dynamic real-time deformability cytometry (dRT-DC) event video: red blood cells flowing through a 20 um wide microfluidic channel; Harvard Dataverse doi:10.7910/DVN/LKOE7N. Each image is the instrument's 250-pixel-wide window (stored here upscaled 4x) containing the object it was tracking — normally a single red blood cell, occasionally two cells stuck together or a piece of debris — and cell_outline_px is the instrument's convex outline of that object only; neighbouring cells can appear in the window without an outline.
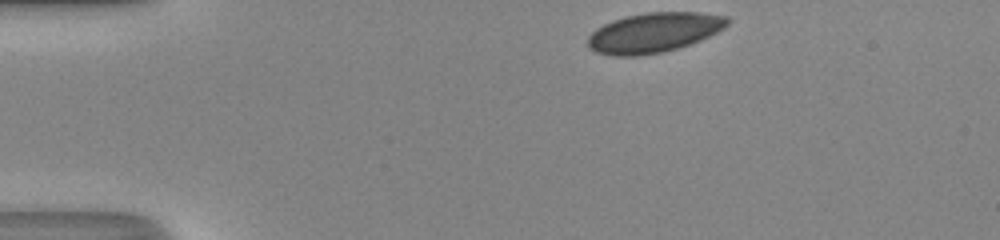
{"species": "human", "species_latin": "Homo sapiens", "temperature_condition": "room temperature", "stored_images_in_passage": 33, "camera_frame_rate_fps": 3000, "um_per_image_px": 0.085, "donor": {"sex": "male"}, "frame": {"image": 1, "passage_image": 1, "time_ms": 0.0, "image_size_px": [1000, 240], "cell_outline_px": [[732, 20], [724, 28], [700, 40], [664, 52], [636, 56], [612, 56], [596, 52], [588, 48], [588, 36], [596, 28], [612, 20], [624, 16], [648, 12], [700, 12], [728, 16]], "centroid_in_image_um": [55.57, 2.76], "position_along_channel_um": 29.4, "area_um2": 32.54}}
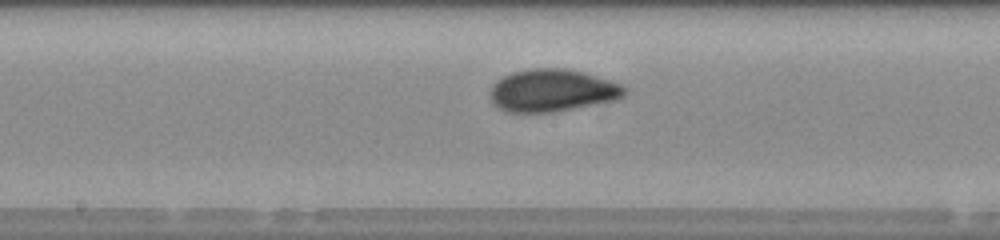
{"frame": {"image": 2, "passage_image": 18, "time_ms": 5.667, "image_size_px": [1000, 240], "cell_outline_px": [[628, 92], [624, 96], [616, 100], [552, 112], [504, 112], [496, 108], [492, 104], [488, 96], [496, 80], [512, 72], [532, 68], [564, 68], [584, 72], [612, 80], [620, 84]], "centroid_in_image_um": [46.91, 7.69], "position_along_channel_um": 201.3, "area_um2": 33.52}}
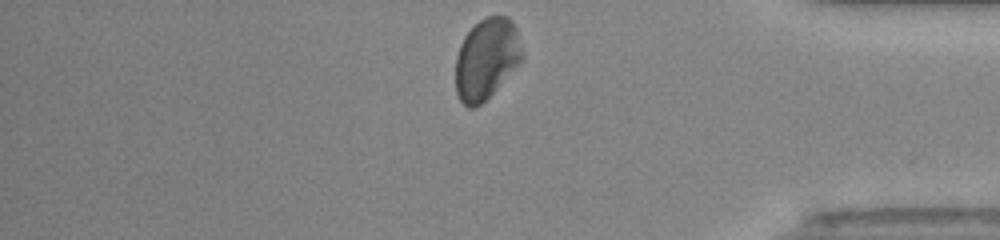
{"frame": {"image": 3, "passage_image": 33, "time_ms": 10.667, "image_size_px": [1000, 240], "cell_outline_px": [[524, 60], [476, 108], [468, 108], [460, 100], [456, 92], [456, 56], [460, 44], [464, 36], [484, 16], [508, 16], [512, 20], [516, 28], [524, 52]], "centroid_in_image_um": [41.37, 4.98], "position_along_channel_um": 393.8, "area_um2": 31.5}, "authors_computed_cell_mechanics": {"area_um2": 32.5414, "velocity_mm_per_s": 4.3173, "shape_relaxation_time_tau1_ms": 5.5704, "shape_relaxation_time_tau2_ms": null, "deformation_change_tau1": 0.0935, "deformation_change_tau2": null}}